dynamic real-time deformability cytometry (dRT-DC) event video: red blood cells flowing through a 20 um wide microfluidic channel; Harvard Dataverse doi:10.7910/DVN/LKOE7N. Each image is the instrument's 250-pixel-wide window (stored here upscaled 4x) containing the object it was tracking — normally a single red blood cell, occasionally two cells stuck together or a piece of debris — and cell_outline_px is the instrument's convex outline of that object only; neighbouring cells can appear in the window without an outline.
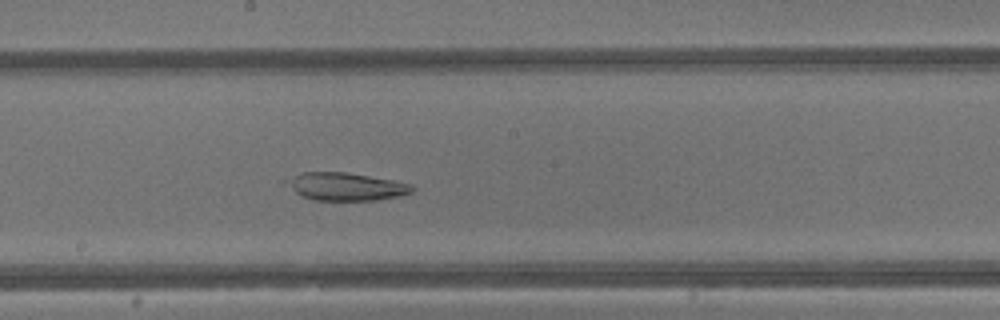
{"species": "common noctule bat (a hibernating species)", "species_latin": "Nyctalus noctula", "temperature_condition": "warm", "stored_images_in_passage": 34, "camera_frame_rate_fps": 3000, "um_per_image_px": 0.085, "animal": {"sex": "male", "body_mass_g": 13.3}, "frame": {"image": 1, "passage_image": 15, "time_ms": 4.667, "image_size_px": [1000, 320], "cell_outline_px": [[416, 188], [412, 192], [400, 196], [376, 200], [316, 200], [304, 196], [296, 192], [284, 180], [304, 172], [344, 172], [392, 180], [412, 184]], "centroid_in_image_um": [29.46, 15.86], "position_along_channel_um": 218.7, "area_um2": 20.0}}
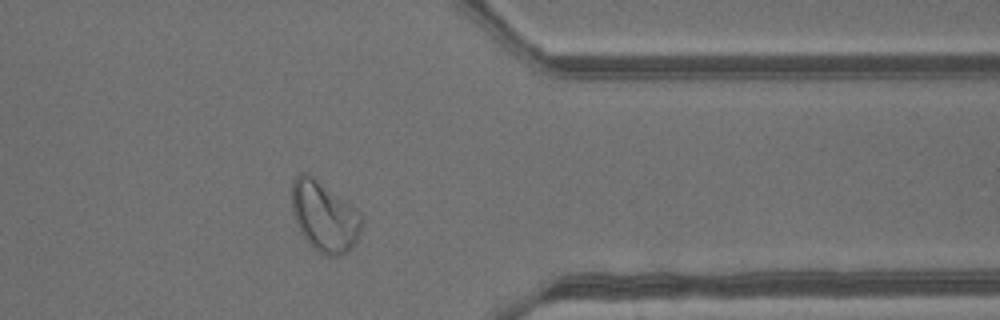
{"frame": {"image": 2, "passage_image": 26, "time_ms": 8.333, "image_size_px": [1000, 320], "cell_outline_px": [[364, 220], [356, 244], [348, 252], [340, 256], [324, 256], [312, 248], [308, 244], [300, 232], [292, 212], [292, 180], [300, 172], [308, 172], [348, 204]], "centroid_in_image_um": [27.54, 18.44], "position_along_channel_um": 383.9, "area_um2": 28.61}}
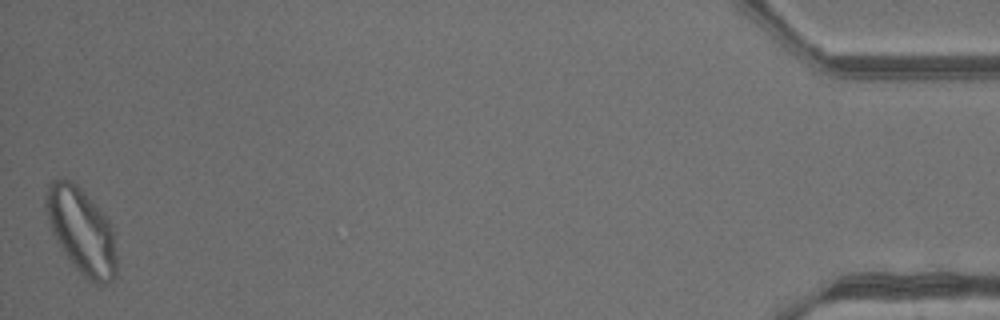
{"frame": {"image": 3, "passage_image": 34, "time_ms": 11.0, "image_size_px": [1000, 320], "cell_outline_px": [[116, 276], [108, 284], [96, 284], [84, 276], [68, 260], [60, 248], [52, 232], [44, 208], [44, 196], [48, 184], [52, 180], [72, 180], [96, 204], [108, 220], [112, 228], [116, 256]], "centroid_in_image_um": [6.9, 19.63], "position_along_channel_um": 428.3, "area_um2": 35.43}}